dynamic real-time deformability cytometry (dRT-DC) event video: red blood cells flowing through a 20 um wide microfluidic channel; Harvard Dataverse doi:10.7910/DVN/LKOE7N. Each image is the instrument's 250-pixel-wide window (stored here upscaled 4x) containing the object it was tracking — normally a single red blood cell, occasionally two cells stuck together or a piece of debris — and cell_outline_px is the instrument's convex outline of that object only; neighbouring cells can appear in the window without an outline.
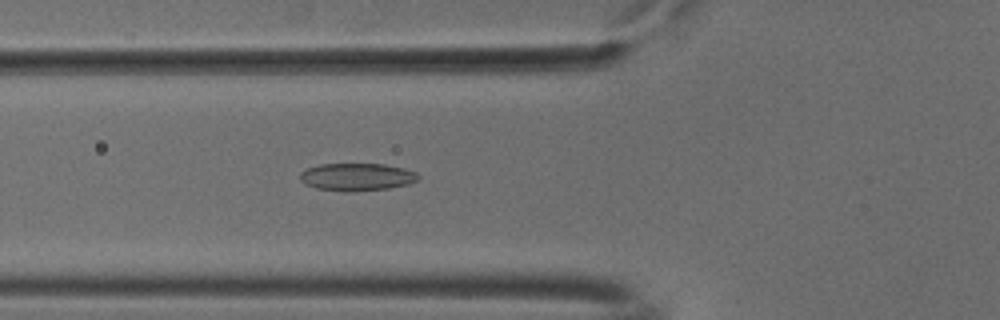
{"species": "common noctule bat (a hibernating species)", "species_latin": "Nyctalus noctula", "temperature_condition": "cold", "stored_images_in_passage": 44, "camera_frame_rate_fps": 3000, "um_per_image_px": 0.085, "animal": {"sex": "male", "body_mass_g": 18.8}, "frame": {"image": 1, "passage_image": 12, "time_ms": 3.667, "image_size_px": [1000, 320], "cell_outline_px": [[420, 176], [416, 180], [408, 184], [388, 188], [316, 188], [304, 184], [300, 180], [300, 172], [308, 168], [320, 164], [384, 164], [404, 168], [416, 172]], "centroid_in_image_um": [30.34, 14.97], "position_along_channel_um": 95.5, "area_um2": 17.92}}
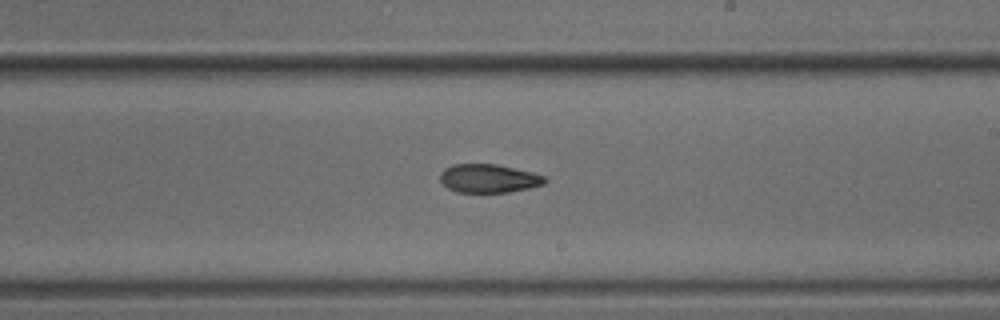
{"frame": {"image": 2, "passage_image": 24, "time_ms": 7.667, "image_size_px": [1000, 320], "cell_outline_px": [[548, 180], [544, 184], [528, 188], [508, 192], [456, 192], [448, 188], [440, 180], [440, 172], [444, 168], [452, 164], [496, 164], [532, 172], [544, 176]], "centroid_in_image_um": [41.52, 15.16], "position_along_channel_um": 247.5, "area_um2": 17.4}}
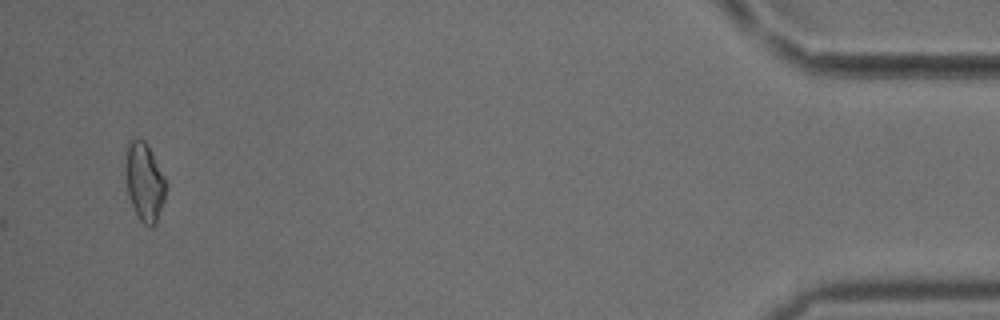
{"frame": {"image": 3, "passage_image": 44, "time_ms": 14.333, "image_size_px": [1000, 320], "cell_outline_px": [[164, 200], [156, 224], [152, 228], [148, 228], [140, 220], [132, 204], [128, 192], [128, 144], [132, 140], [144, 140], [148, 144], [164, 176]], "centroid_in_image_um": [12.33, 15.53], "position_along_channel_um": 422.9, "area_um2": 17.46}, "authors_computed_cell_mechanics": {"area_um2": 17.6579, "velocity_mm_per_s": 3.7777, "shape_relaxation_time_tau1_ms": 5.3873, "shape_relaxation_time_tau2_ms": 3.9316, "deformation_change_tau1": 0.1226, "deformation_change_tau2": 0.1079}}